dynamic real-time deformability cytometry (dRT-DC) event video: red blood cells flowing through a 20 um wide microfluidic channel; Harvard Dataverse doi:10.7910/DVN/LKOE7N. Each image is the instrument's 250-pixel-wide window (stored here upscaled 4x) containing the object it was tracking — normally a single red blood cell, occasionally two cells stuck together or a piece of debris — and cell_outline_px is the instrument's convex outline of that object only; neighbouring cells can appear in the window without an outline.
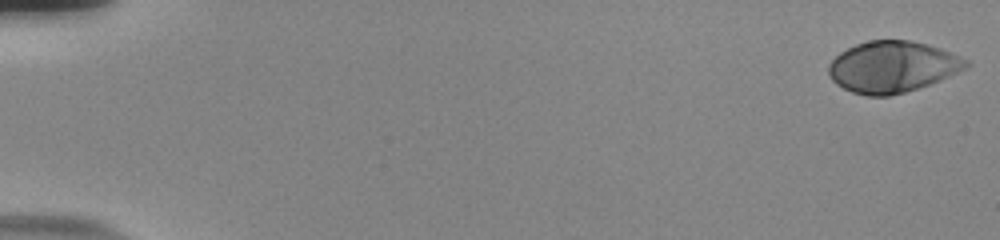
{"species": "human", "species_latin": "Homo sapiens", "temperature_condition": "room temperature", "stored_images_in_passage": 56, "camera_frame_rate_fps": 3000, "um_per_image_px": 0.085, "donor": {"sex": "male"}, "frame": {"image": 1, "passage_image": 1, "time_ms": 0.0, "image_size_px": [1000, 240], "cell_outline_px": [[972, 64], [940, 80], [904, 92], [888, 96], [868, 96], [852, 92], [836, 84], [832, 80], [828, 72], [828, 64], [840, 52], [856, 44], [868, 40], [908, 40], [928, 44], [940, 48], [968, 60]], "centroid_in_image_um": [75.83, 5.67], "position_along_channel_um": 9.2, "area_um2": 40.81}}
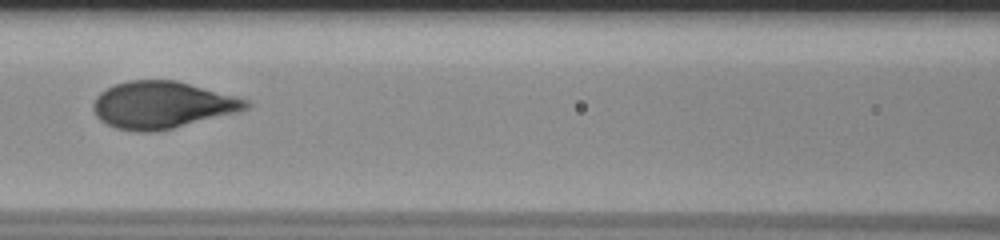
{"frame": {"image": 2, "passage_image": 27, "time_ms": 8.667, "image_size_px": [1000, 240], "cell_outline_px": [[252, 104], [248, 108], [240, 112], [172, 128], [152, 132], [136, 132], [116, 128], [100, 120], [96, 116], [92, 108], [92, 104], [96, 96], [100, 92], [116, 84], [128, 80], [176, 80], [248, 100]], "centroid_in_image_um": [13.77, 8.93], "position_along_channel_um": 152.8, "area_um2": 41.79}}
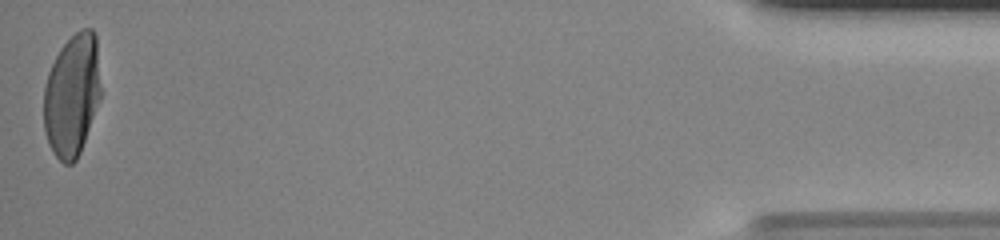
{"frame": {"image": 3, "passage_image": 56, "time_ms": 18.333, "image_size_px": [1000, 240], "cell_outline_px": [[100, 100], [80, 152], [76, 160], [72, 164], [64, 164], [52, 152], [48, 144], [44, 132], [44, 88], [48, 72], [60, 48], [80, 28], [92, 28], [96, 36], [100, 88]], "centroid_in_image_um": [6.11, 8.11], "position_along_channel_um": 429.1, "area_um2": 40.69}, "authors_computed_cell_mechanics": {"area_um2": 40.8068, "velocity_mm_per_s": 3.7045, "shape_relaxation_time_tau1_ms": 4.0137, "shape_relaxation_time_tau2_ms": null, "deformation_change_tau1": 0.2193, "deformation_change_tau2": null}}